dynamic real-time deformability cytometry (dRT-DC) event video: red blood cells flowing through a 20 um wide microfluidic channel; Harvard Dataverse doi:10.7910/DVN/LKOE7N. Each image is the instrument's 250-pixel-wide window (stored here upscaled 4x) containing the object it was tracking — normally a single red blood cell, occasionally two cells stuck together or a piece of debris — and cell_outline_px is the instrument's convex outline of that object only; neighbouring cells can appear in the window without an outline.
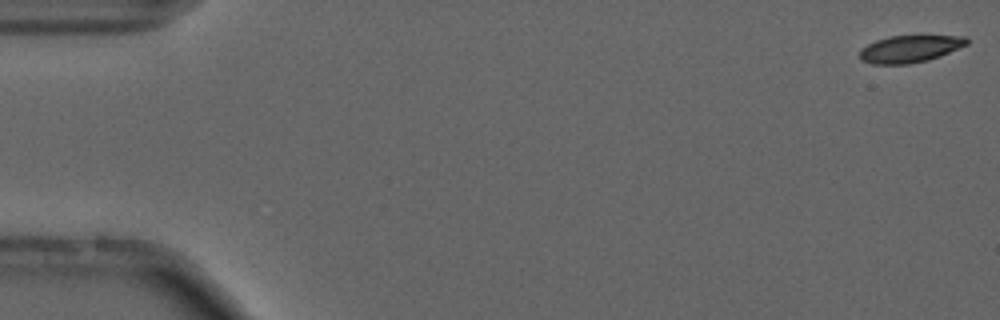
{"species": "common noctule bat (a hibernating species)", "species_latin": "Nyctalus noctula", "temperature_condition": "cold", "stored_images_in_passage": 15, "camera_frame_rate_fps": 3000, "um_per_image_px": 0.085, "animal": {"sex": "male", "forearm_length_mm": 52.5}, "frame": {"image": 1, "passage_image": 1, "time_ms": 0.0, "image_size_px": [1000, 320], "cell_outline_px": [[968, 44], [940, 56], [928, 60], [908, 64], [872, 64], [860, 60], [860, 52], [868, 44], [876, 40], [888, 36], [964, 36], [968, 40]], "centroid_in_image_um": [77.33, 4.16], "position_along_channel_um": 7.7, "area_um2": 16.76}}